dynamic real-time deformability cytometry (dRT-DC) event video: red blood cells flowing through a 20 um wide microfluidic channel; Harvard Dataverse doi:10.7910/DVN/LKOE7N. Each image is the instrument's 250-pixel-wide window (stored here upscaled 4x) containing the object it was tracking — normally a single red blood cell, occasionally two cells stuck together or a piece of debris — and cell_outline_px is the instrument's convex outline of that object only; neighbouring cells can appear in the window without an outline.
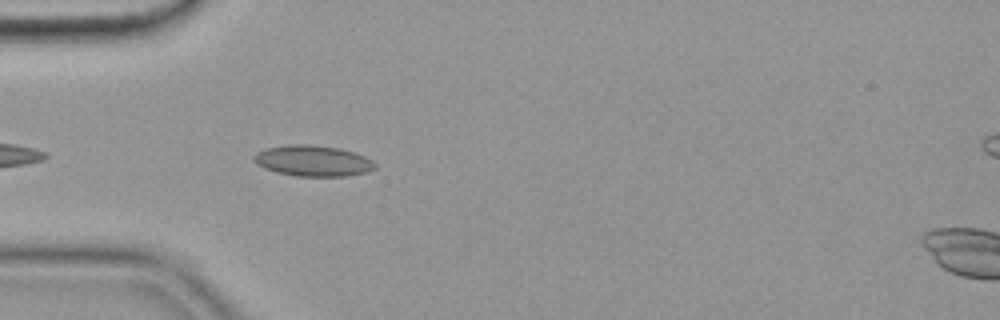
{"species": "common noctule bat (a hibernating species)", "species_latin": "Nyctalus noctula", "temperature_condition": "cold", "stored_images_in_passage": 43, "camera_frame_rate_fps": 3000, "um_per_image_px": 0.085, "animal": {"sex": "female", "body_mass_g": 19.9}, "frame": {"image": 1, "passage_image": 4, "time_ms": 1.0, "image_size_px": [1000, 320], "cell_outline_px": [[376, 168], [368, 172], [344, 176], [296, 176], [276, 172], [264, 168], [256, 164], [252, 160], [252, 156], [256, 152], [264, 148], [288, 144], [308, 144], [340, 148], [364, 156], [372, 160], [376, 164]], "centroid_in_image_um": [26.55, 13.66], "position_along_channel_um": 58.4, "area_um2": 22.02}}
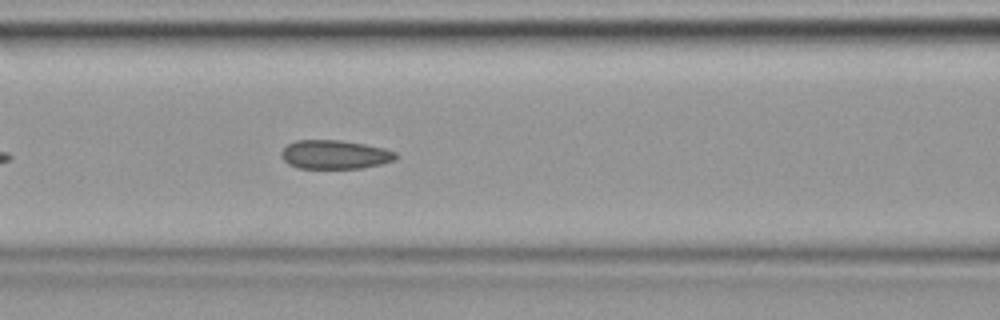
{"frame": {"image": 2, "passage_image": 11, "time_ms": 3.333, "image_size_px": [1000, 320], "cell_outline_px": [[396, 156], [392, 160], [380, 164], [364, 168], [296, 168], [288, 164], [280, 156], [280, 152], [288, 144], [296, 140], [340, 140], [364, 144], [384, 148], [396, 152]], "centroid_in_image_um": [28.41, 13.14], "position_along_channel_um": 138.2, "area_um2": 19.19}}
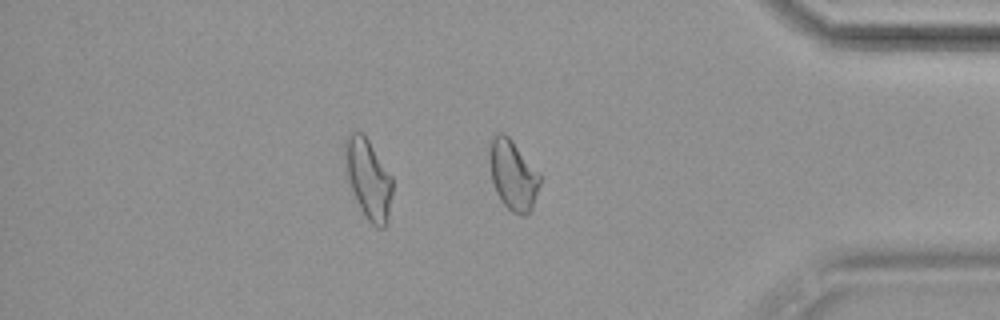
{"frame": {"image": 3, "passage_image": 34, "time_ms": 11.0, "image_size_px": [1000, 320], "cell_outline_px": [[540, 184], [532, 208], [524, 216], [520, 216], [512, 212], [500, 200], [496, 192], [492, 180], [488, 160], [488, 156], [492, 136], [496, 132], [504, 132], [512, 140], [540, 172]], "centroid_in_image_um": [43.59, 14.85], "position_along_channel_um": 391.6, "area_um2": 20.87}, "authors_computed_cell_mechanics": {"area_um2": 19.9988, "velocity_mm_per_s": 3.5889, "shape_relaxation_time_tau1_ms": null, "shape_relaxation_time_tau2_ms": 3.1455, "deformation_change_tau1": null, "deformation_change_tau2": 0.0847}}